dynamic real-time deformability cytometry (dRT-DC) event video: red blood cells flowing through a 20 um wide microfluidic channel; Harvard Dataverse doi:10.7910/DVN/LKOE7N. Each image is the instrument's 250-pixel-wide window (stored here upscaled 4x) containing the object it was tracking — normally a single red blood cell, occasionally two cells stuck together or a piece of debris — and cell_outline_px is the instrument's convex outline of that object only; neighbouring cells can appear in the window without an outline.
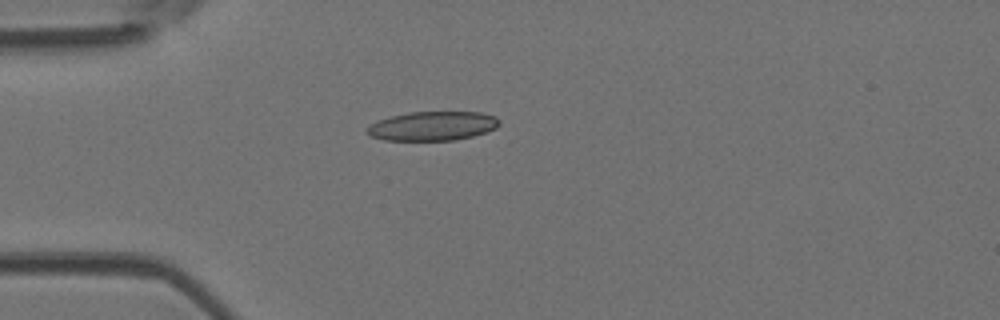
{"species": "Egyptian fruit bat (a non-hibernating species)", "species_latin": "Rousettus aegyptiacus", "temperature_condition": "room temperature", "stored_images_in_passage": 2, "camera_frame_rate_fps": 3000, "um_per_image_px": 0.085, "animal": {"sex": "female"}, "frame": {"image": 1, "passage_image": 1, "time_ms": 0.0, "image_size_px": [1000, 320], "cell_outline_px": [[500, 124], [496, 128], [472, 136], [456, 140], [384, 140], [372, 136], [368, 132], [368, 128], [376, 120], [408, 112], [480, 112], [496, 116], [500, 120]], "centroid_in_image_um": [36.81, 10.7], "position_along_channel_um": 48.2, "area_um2": 22.31}}